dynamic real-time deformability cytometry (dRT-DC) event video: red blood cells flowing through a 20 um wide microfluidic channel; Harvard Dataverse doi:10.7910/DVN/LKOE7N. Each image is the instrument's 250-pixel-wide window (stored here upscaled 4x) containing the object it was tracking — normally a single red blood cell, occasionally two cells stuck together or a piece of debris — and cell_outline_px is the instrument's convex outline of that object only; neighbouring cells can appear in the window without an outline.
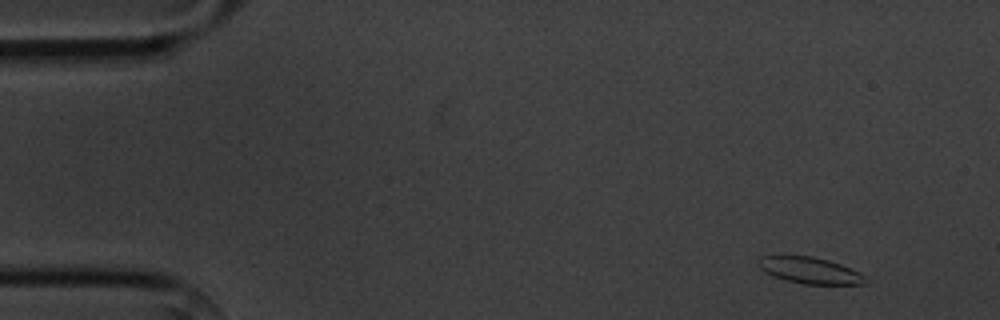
{"species": "common noctule bat (a hibernating species)", "species_latin": "Nyctalus noctula", "temperature_condition": "cold", "stored_images_in_passage": 4, "camera_frame_rate_fps": 3000, "um_per_image_px": 0.085, "animal": {"sex": "male", "body_mass_g": 20.1, "forearm_length_mm": 53.5}, "frame": {"image": 1, "passage_image": 1, "time_ms": 0.0, "image_size_px": [1000, 320], "cell_outline_px": [[868, 276], [864, 284], [804, 284], [784, 280], [772, 276], [764, 272], [756, 264], [756, 260], [760, 256], [812, 256], [828, 260], [840, 264], [860, 272]], "centroid_in_image_um": [68.81, 22.98], "position_along_channel_um": 16.2, "area_um2": 16.65}}